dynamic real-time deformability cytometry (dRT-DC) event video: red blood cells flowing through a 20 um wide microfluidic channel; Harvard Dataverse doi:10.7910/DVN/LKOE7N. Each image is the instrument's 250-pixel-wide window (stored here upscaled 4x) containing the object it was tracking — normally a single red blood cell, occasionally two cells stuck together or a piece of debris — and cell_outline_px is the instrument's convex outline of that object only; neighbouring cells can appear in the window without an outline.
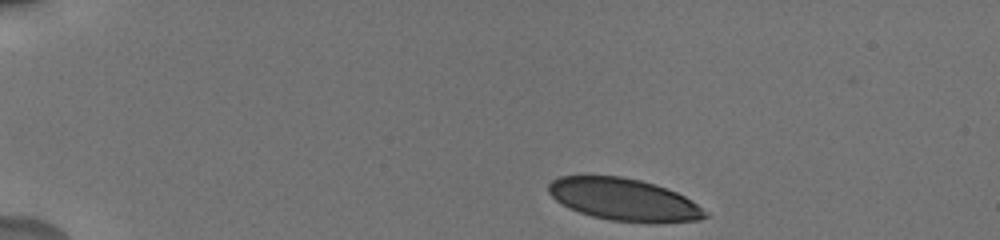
{"species": "human", "species_latin": "Homo sapiens", "temperature_condition": "cold", "stored_images_in_passage": 15, "camera_frame_rate_fps": 3000, "um_per_image_px": 0.085, "donor": {"sex": "male"}, "frame": {"image": 1, "passage_image": 1, "time_ms": 0.0, "image_size_px": [1000, 240], "cell_outline_px": [[712, 216], [700, 220], [612, 220], [592, 216], [568, 208], [556, 200], [548, 192], [548, 184], [552, 180], [560, 176], [620, 176], [640, 180], [656, 184], [676, 192], [684, 196], [708, 212]], "centroid_in_image_um": [52.98, 16.92], "position_along_channel_um": 32.0, "area_um2": 37.51}}